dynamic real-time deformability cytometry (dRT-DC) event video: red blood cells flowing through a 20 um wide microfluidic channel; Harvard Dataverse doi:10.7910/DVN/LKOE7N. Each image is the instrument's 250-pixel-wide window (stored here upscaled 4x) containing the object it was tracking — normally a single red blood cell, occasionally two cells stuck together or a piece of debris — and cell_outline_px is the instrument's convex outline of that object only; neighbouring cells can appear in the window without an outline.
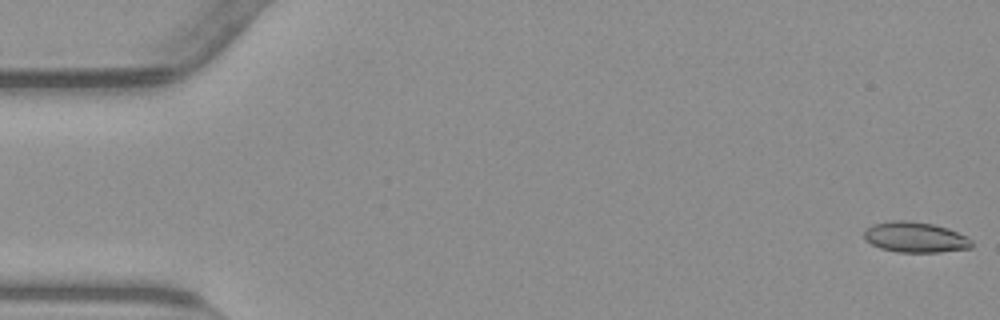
{"species": "common noctule bat (a hibernating species)", "species_latin": "Nyctalus noctula", "temperature_condition": "warm", "stored_images_in_passage": 53, "camera_frame_rate_fps": 3000, "um_per_image_px": 0.085, "animal": {"sex": "male", "body_mass_g": 23.1, "forearm_length_mm": 52.7}, "frame": {"image": 1, "passage_image": 1, "time_ms": 0.0, "image_size_px": [1000, 320], "cell_outline_px": [[972, 248], [940, 252], [896, 252], [880, 248], [872, 244], [864, 236], [864, 232], [872, 224], [900, 220], [904, 220], [932, 224], [948, 228], [972, 240]], "centroid_in_image_um": [77.81, 20.18], "position_along_channel_um": 7.2, "area_um2": 18.84}}
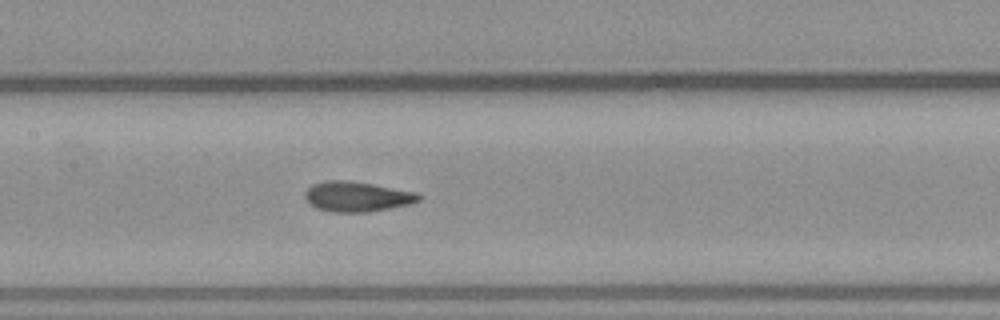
{"frame": {"image": 2, "passage_image": 26, "time_ms": 8.333, "image_size_px": [1000, 320], "cell_outline_px": [[424, 196], [420, 200], [412, 204], [368, 212], [332, 212], [316, 208], [304, 196], [304, 192], [312, 184], [324, 180], [352, 180], [420, 192]], "centroid_in_image_um": [30.42, 16.69], "position_along_channel_um": 177.0, "area_um2": 20.4}}
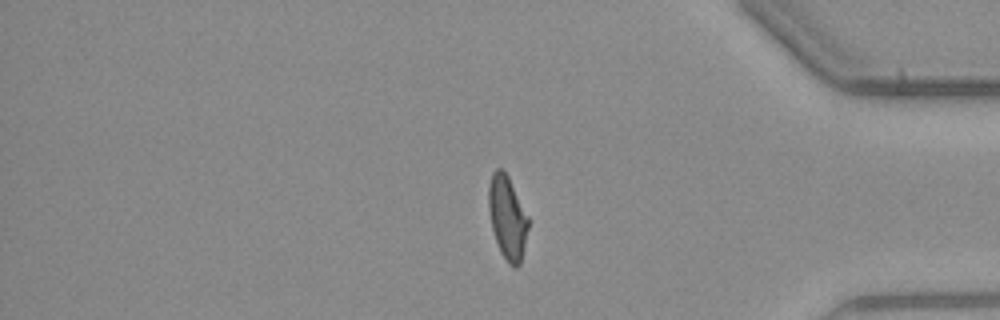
{"frame": {"image": 3, "passage_image": 45, "time_ms": 14.667, "image_size_px": [1000, 320], "cell_outline_px": [[528, 228], [520, 264], [516, 268], [512, 268], [508, 264], [500, 252], [492, 228], [488, 208], [488, 188], [492, 172], [496, 168], [500, 168], [508, 176], [528, 216]], "centroid_in_image_um": [43.11, 18.51], "position_along_channel_um": 392.1, "area_um2": 19.19}}